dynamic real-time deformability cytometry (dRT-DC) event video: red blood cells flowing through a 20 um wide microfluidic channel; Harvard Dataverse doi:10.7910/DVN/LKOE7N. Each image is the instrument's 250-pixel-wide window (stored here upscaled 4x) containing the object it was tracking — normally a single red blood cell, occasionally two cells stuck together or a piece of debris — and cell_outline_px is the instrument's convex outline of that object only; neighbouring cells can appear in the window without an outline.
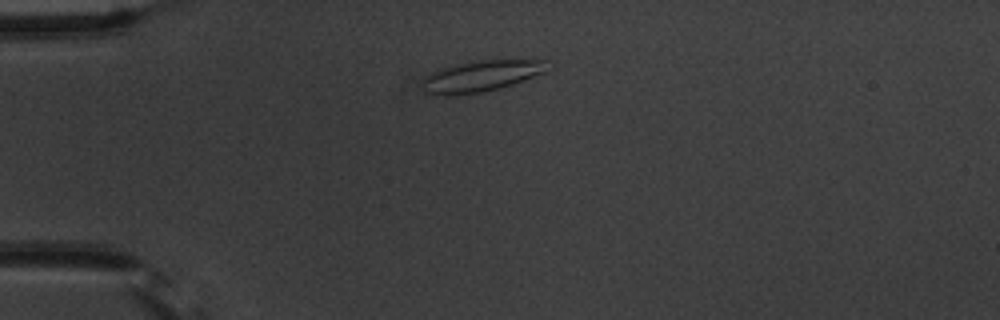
{"species": "common noctule bat (a hibernating species)", "species_latin": "Nyctalus noctula", "temperature_condition": "warm", "stored_images_in_passage": 13, "camera_frame_rate_fps": 3000, "um_per_image_px": 0.085, "animal": {"sex": "male", "body_mass_g": 20.1, "forearm_length_mm": 53.5}, "frame": {"image": 1, "passage_image": 2, "time_ms": 1.0, "image_size_px": [1000, 320], "cell_outline_px": [[548, 60], [544, 72], [524, 80], [512, 84], [484, 92], [448, 96], [436, 96], [424, 92], [420, 88], [420, 80], [424, 76], [440, 68], [480, 60]], "centroid_in_image_um": [40.76, 6.5], "position_along_channel_um": 44.2, "area_um2": 22.77}}
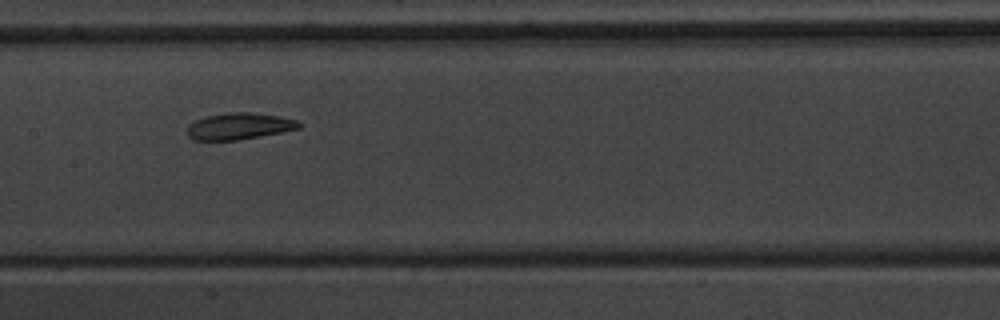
{"frame": {"image": 2, "passage_image": 6, "time_ms": 5.667, "image_size_px": [1000, 320], "cell_outline_px": [[304, 124], [300, 128], [260, 136], [236, 140], [192, 140], [188, 136], [188, 124], [204, 116], [228, 112], [248, 112], [280, 116], [300, 120]], "centroid_in_image_um": [20.35, 10.71], "position_along_channel_um": 187.0, "area_um2": 17.46}}
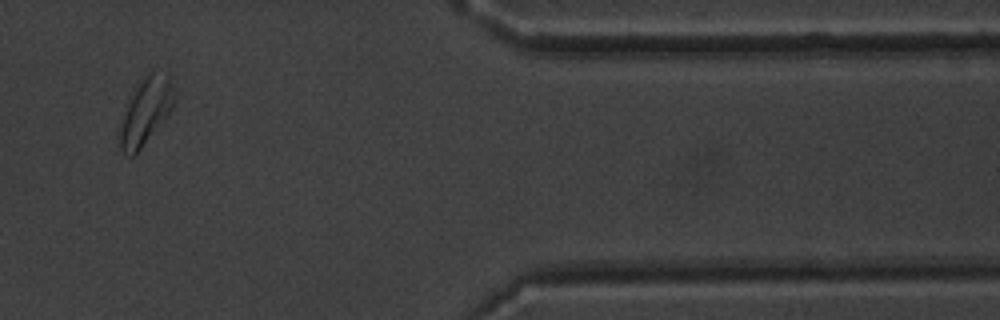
{"frame": {"image": 3, "passage_image": 11, "time_ms": 12.333, "image_size_px": [1000, 320], "cell_outline_px": [[176, 104], [168, 116], [140, 148], [132, 156], [128, 156], [120, 148], [120, 128], [128, 104], [140, 80], [148, 72], [168, 72], [176, 96]], "centroid_in_image_um": [12.46, 9.4], "position_along_channel_um": 398.9, "area_um2": 20.81}, "authors_computed_cell_mechanics": {"area_um2": 17.918, "velocity_mm_per_s": 3.6334, "shape_relaxation_time_tau1_ms": 5.1881, "shape_relaxation_time_tau2_ms": 4.1909, "deformation_change_tau1": 0.1281, "deformation_change_tau2": 0.0986}}